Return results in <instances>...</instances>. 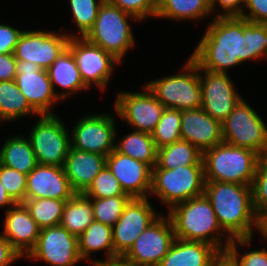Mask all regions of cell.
Segmentation results:
<instances>
[{"instance_id": "50", "label": "cell", "mask_w": 267, "mask_h": 266, "mask_svg": "<svg viewBox=\"0 0 267 266\" xmlns=\"http://www.w3.org/2000/svg\"><path fill=\"white\" fill-rule=\"evenodd\" d=\"M17 203L10 197V195L7 193L5 187L3 186L2 182L0 181V208H6L5 210H8L9 208L15 206Z\"/></svg>"}, {"instance_id": "42", "label": "cell", "mask_w": 267, "mask_h": 266, "mask_svg": "<svg viewBox=\"0 0 267 266\" xmlns=\"http://www.w3.org/2000/svg\"><path fill=\"white\" fill-rule=\"evenodd\" d=\"M239 17L249 22L267 24V0H245L243 12Z\"/></svg>"}, {"instance_id": "29", "label": "cell", "mask_w": 267, "mask_h": 266, "mask_svg": "<svg viewBox=\"0 0 267 266\" xmlns=\"http://www.w3.org/2000/svg\"><path fill=\"white\" fill-rule=\"evenodd\" d=\"M39 114L30 106L14 80L0 82V122L19 120L28 115Z\"/></svg>"}, {"instance_id": "24", "label": "cell", "mask_w": 267, "mask_h": 266, "mask_svg": "<svg viewBox=\"0 0 267 266\" xmlns=\"http://www.w3.org/2000/svg\"><path fill=\"white\" fill-rule=\"evenodd\" d=\"M49 79L52 83L56 96L61 101L79 92L88 91L89 87L82 80L80 71L72 52L66 48L60 56L47 69ZM60 87V91H56L55 86ZM64 89V90H63ZM87 89V90H86ZM71 95V96H70Z\"/></svg>"}, {"instance_id": "5", "label": "cell", "mask_w": 267, "mask_h": 266, "mask_svg": "<svg viewBox=\"0 0 267 266\" xmlns=\"http://www.w3.org/2000/svg\"><path fill=\"white\" fill-rule=\"evenodd\" d=\"M129 19L139 22L135 16L105 0L99 7L92 29L84 38L122 63L125 54L136 45Z\"/></svg>"}, {"instance_id": "6", "label": "cell", "mask_w": 267, "mask_h": 266, "mask_svg": "<svg viewBox=\"0 0 267 266\" xmlns=\"http://www.w3.org/2000/svg\"><path fill=\"white\" fill-rule=\"evenodd\" d=\"M179 72L148 81L145 85L165 108L181 111L201 108L200 67L189 57Z\"/></svg>"}, {"instance_id": "15", "label": "cell", "mask_w": 267, "mask_h": 266, "mask_svg": "<svg viewBox=\"0 0 267 266\" xmlns=\"http://www.w3.org/2000/svg\"><path fill=\"white\" fill-rule=\"evenodd\" d=\"M26 257L32 261H44L50 266H75L82 262L78 237L61 225L40 230L35 247Z\"/></svg>"}, {"instance_id": "23", "label": "cell", "mask_w": 267, "mask_h": 266, "mask_svg": "<svg viewBox=\"0 0 267 266\" xmlns=\"http://www.w3.org/2000/svg\"><path fill=\"white\" fill-rule=\"evenodd\" d=\"M106 160L105 155L70 147L63 168L72 189L83 193L106 166Z\"/></svg>"}, {"instance_id": "36", "label": "cell", "mask_w": 267, "mask_h": 266, "mask_svg": "<svg viewBox=\"0 0 267 266\" xmlns=\"http://www.w3.org/2000/svg\"><path fill=\"white\" fill-rule=\"evenodd\" d=\"M130 196L108 198H90L93 209V219L113 227L122 215Z\"/></svg>"}, {"instance_id": "45", "label": "cell", "mask_w": 267, "mask_h": 266, "mask_svg": "<svg viewBox=\"0 0 267 266\" xmlns=\"http://www.w3.org/2000/svg\"><path fill=\"white\" fill-rule=\"evenodd\" d=\"M16 63L17 59L13 53L0 54V82L15 79Z\"/></svg>"}, {"instance_id": "48", "label": "cell", "mask_w": 267, "mask_h": 266, "mask_svg": "<svg viewBox=\"0 0 267 266\" xmlns=\"http://www.w3.org/2000/svg\"><path fill=\"white\" fill-rule=\"evenodd\" d=\"M261 235L262 240H265L267 242V209L261 211L257 215V224L256 228Z\"/></svg>"}, {"instance_id": "39", "label": "cell", "mask_w": 267, "mask_h": 266, "mask_svg": "<svg viewBox=\"0 0 267 266\" xmlns=\"http://www.w3.org/2000/svg\"><path fill=\"white\" fill-rule=\"evenodd\" d=\"M252 239L253 237L232 239L228 249L237 257L240 266H267V249L265 247L263 249L247 250L240 255L239 248L249 247Z\"/></svg>"}, {"instance_id": "12", "label": "cell", "mask_w": 267, "mask_h": 266, "mask_svg": "<svg viewBox=\"0 0 267 266\" xmlns=\"http://www.w3.org/2000/svg\"><path fill=\"white\" fill-rule=\"evenodd\" d=\"M115 115L96 113L83 115L71 130V148L107 156L115 149L117 137Z\"/></svg>"}, {"instance_id": "17", "label": "cell", "mask_w": 267, "mask_h": 266, "mask_svg": "<svg viewBox=\"0 0 267 266\" xmlns=\"http://www.w3.org/2000/svg\"><path fill=\"white\" fill-rule=\"evenodd\" d=\"M16 73L14 81L30 106L39 115H55L51 110L61 101L53 90L47 70L32 62L17 60Z\"/></svg>"}, {"instance_id": "38", "label": "cell", "mask_w": 267, "mask_h": 266, "mask_svg": "<svg viewBox=\"0 0 267 266\" xmlns=\"http://www.w3.org/2000/svg\"><path fill=\"white\" fill-rule=\"evenodd\" d=\"M0 181L16 203H23L26 195L27 175L0 163Z\"/></svg>"}, {"instance_id": "33", "label": "cell", "mask_w": 267, "mask_h": 266, "mask_svg": "<svg viewBox=\"0 0 267 266\" xmlns=\"http://www.w3.org/2000/svg\"><path fill=\"white\" fill-rule=\"evenodd\" d=\"M65 203V200L52 198L25 199L23 202L40 230L60 225Z\"/></svg>"}, {"instance_id": "3", "label": "cell", "mask_w": 267, "mask_h": 266, "mask_svg": "<svg viewBox=\"0 0 267 266\" xmlns=\"http://www.w3.org/2000/svg\"><path fill=\"white\" fill-rule=\"evenodd\" d=\"M167 215L172 222L176 239L205 242L218 251L228 249L232 241L219 225L205 195L175 204Z\"/></svg>"}, {"instance_id": "8", "label": "cell", "mask_w": 267, "mask_h": 266, "mask_svg": "<svg viewBox=\"0 0 267 266\" xmlns=\"http://www.w3.org/2000/svg\"><path fill=\"white\" fill-rule=\"evenodd\" d=\"M223 142L267 156V125L244 98L222 122Z\"/></svg>"}, {"instance_id": "35", "label": "cell", "mask_w": 267, "mask_h": 266, "mask_svg": "<svg viewBox=\"0 0 267 266\" xmlns=\"http://www.w3.org/2000/svg\"><path fill=\"white\" fill-rule=\"evenodd\" d=\"M105 0H68L72 17L78 30V34H67L72 37H85L92 29L97 18L98 10Z\"/></svg>"}, {"instance_id": "47", "label": "cell", "mask_w": 267, "mask_h": 266, "mask_svg": "<svg viewBox=\"0 0 267 266\" xmlns=\"http://www.w3.org/2000/svg\"><path fill=\"white\" fill-rule=\"evenodd\" d=\"M209 266H240L237 257L229 250H219L211 259Z\"/></svg>"}, {"instance_id": "30", "label": "cell", "mask_w": 267, "mask_h": 266, "mask_svg": "<svg viewBox=\"0 0 267 266\" xmlns=\"http://www.w3.org/2000/svg\"><path fill=\"white\" fill-rule=\"evenodd\" d=\"M203 153L185 140L176 141L157 150L154 167L174 169L180 166L203 165Z\"/></svg>"}, {"instance_id": "37", "label": "cell", "mask_w": 267, "mask_h": 266, "mask_svg": "<svg viewBox=\"0 0 267 266\" xmlns=\"http://www.w3.org/2000/svg\"><path fill=\"white\" fill-rule=\"evenodd\" d=\"M83 194L88 198L96 199L129 196L124 193L119 181L107 166L93 179Z\"/></svg>"}, {"instance_id": "19", "label": "cell", "mask_w": 267, "mask_h": 266, "mask_svg": "<svg viewBox=\"0 0 267 266\" xmlns=\"http://www.w3.org/2000/svg\"><path fill=\"white\" fill-rule=\"evenodd\" d=\"M106 166L131 198H148L151 191L152 167L114 149L107 155Z\"/></svg>"}, {"instance_id": "20", "label": "cell", "mask_w": 267, "mask_h": 266, "mask_svg": "<svg viewBox=\"0 0 267 266\" xmlns=\"http://www.w3.org/2000/svg\"><path fill=\"white\" fill-rule=\"evenodd\" d=\"M75 194L63 167L37 164L27 175L25 199L52 198L67 201Z\"/></svg>"}, {"instance_id": "25", "label": "cell", "mask_w": 267, "mask_h": 266, "mask_svg": "<svg viewBox=\"0 0 267 266\" xmlns=\"http://www.w3.org/2000/svg\"><path fill=\"white\" fill-rule=\"evenodd\" d=\"M218 250L205 242L175 239L158 266H209Z\"/></svg>"}, {"instance_id": "44", "label": "cell", "mask_w": 267, "mask_h": 266, "mask_svg": "<svg viewBox=\"0 0 267 266\" xmlns=\"http://www.w3.org/2000/svg\"><path fill=\"white\" fill-rule=\"evenodd\" d=\"M244 5L245 0H210L212 15H214L213 13L216 8L219 7L221 9V12L215 13V17L240 16L243 12Z\"/></svg>"}, {"instance_id": "28", "label": "cell", "mask_w": 267, "mask_h": 266, "mask_svg": "<svg viewBox=\"0 0 267 266\" xmlns=\"http://www.w3.org/2000/svg\"><path fill=\"white\" fill-rule=\"evenodd\" d=\"M212 16L210 0H157L155 18L198 21Z\"/></svg>"}, {"instance_id": "4", "label": "cell", "mask_w": 267, "mask_h": 266, "mask_svg": "<svg viewBox=\"0 0 267 266\" xmlns=\"http://www.w3.org/2000/svg\"><path fill=\"white\" fill-rule=\"evenodd\" d=\"M260 155L225 142L203 152L205 181L252 186Z\"/></svg>"}, {"instance_id": "7", "label": "cell", "mask_w": 267, "mask_h": 266, "mask_svg": "<svg viewBox=\"0 0 267 266\" xmlns=\"http://www.w3.org/2000/svg\"><path fill=\"white\" fill-rule=\"evenodd\" d=\"M204 187V165L152 168L150 196L159 198L167 210L177 203L204 195Z\"/></svg>"}, {"instance_id": "22", "label": "cell", "mask_w": 267, "mask_h": 266, "mask_svg": "<svg viewBox=\"0 0 267 266\" xmlns=\"http://www.w3.org/2000/svg\"><path fill=\"white\" fill-rule=\"evenodd\" d=\"M5 213L2 234L21 257L26 258L35 247L40 228L23 203H17L6 210Z\"/></svg>"}, {"instance_id": "14", "label": "cell", "mask_w": 267, "mask_h": 266, "mask_svg": "<svg viewBox=\"0 0 267 266\" xmlns=\"http://www.w3.org/2000/svg\"><path fill=\"white\" fill-rule=\"evenodd\" d=\"M175 239L176 237L170 218L168 215L160 214L138 236L124 257L140 265L158 266L163 257L168 253Z\"/></svg>"}, {"instance_id": "13", "label": "cell", "mask_w": 267, "mask_h": 266, "mask_svg": "<svg viewBox=\"0 0 267 266\" xmlns=\"http://www.w3.org/2000/svg\"><path fill=\"white\" fill-rule=\"evenodd\" d=\"M70 37L48 30H24L14 49L17 60H25L47 70L67 48Z\"/></svg>"}, {"instance_id": "27", "label": "cell", "mask_w": 267, "mask_h": 266, "mask_svg": "<svg viewBox=\"0 0 267 266\" xmlns=\"http://www.w3.org/2000/svg\"><path fill=\"white\" fill-rule=\"evenodd\" d=\"M0 163L28 175L37 165L35 154L28 137H7L0 149Z\"/></svg>"}, {"instance_id": "31", "label": "cell", "mask_w": 267, "mask_h": 266, "mask_svg": "<svg viewBox=\"0 0 267 266\" xmlns=\"http://www.w3.org/2000/svg\"><path fill=\"white\" fill-rule=\"evenodd\" d=\"M93 209L90 198L83 193H76L67 200L60 225L72 235L82 234L93 221Z\"/></svg>"}, {"instance_id": "2", "label": "cell", "mask_w": 267, "mask_h": 266, "mask_svg": "<svg viewBox=\"0 0 267 266\" xmlns=\"http://www.w3.org/2000/svg\"><path fill=\"white\" fill-rule=\"evenodd\" d=\"M204 195L210 201L219 225L231 239L254 237L257 214L253 207L252 186L205 181Z\"/></svg>"}, {"instance_id": "32", "label": "cell", "mask_w": 267, "mask_h": 266, "mask_svg": "<svg viewBox=\"0 0 267 266\" xmlns=\"http://www.w3.org/2000/svg\"><path fill=\"white\" fill-rule=\"evenodd\" d=\"M124 136L119 142H115V149L153 168L156 165L158 149L152 139V135L147 132L133 130Z\"/></svg>"}, {"instance_id": "18", "label": "cell", "mask_w": 267, "mask_h": 266, "mask_svg": "<svg viewBox=\"0 0 267 266\" xmlns=\"http://www.w3.org/2000/svg\"><path fill=\"white\" fill-rule=\"evenodd\" d=\"M200 85L202 88L201 108L221 123L243 98L227 73H215L200 68Z\"/></svg>"}, {"instance_id": "26", "label": "cell", "mask_w": 267, "mask_h": 266, "mask_svg": "<svg viewBox=\"0 0 267 266\" xmlns=\"http://www.w3.org/2000/svg\"><path fill=\"white\" fill-rule=\"evenodd\" d=\"M78 250L83 261H89L90 265L98 266L103 261L110 260L118 255L114 251L112 227L95 220L88 228L78 236ZM105 253V260L91 258V254L100 252Z\"/></svg>"}, {"instance_id": "16", "label": "cell", "mask_w": 267, "mask_h": 266, "mask_svg": "<svg viewBox=\"0 0 267 266\" xmlns=\"http://www.w3.org/2000/svg\"><path fill=\"white\" fill-rule=\"evenodd\" d=\"M159 216L150 203L149 197L131 198L118 222L112 227L115 253L118 256H124L138 236Z\"/></svg>"}, {"instance_id": "41", "label": "cell", "mask_w": 267, "mask_h": 266, "mask_svg": "<svg viewBox=\"0 0 267 266\" xmlns=\"http://www.w3.org/2000/svg\"><path fill=\"white\" fill-rule=\"evenodd\" d=\"M111 4L117 6L135 16L141 23L143 20L152 17L155 18L157 12V0H108Z\"/></svg>"}, {"instance_id": "43", "label": "cell", "mask_w": 267, "mask_h": 266, "mask_svg": "<svg viewBox=\"0 0 267 266\" xmlns=\"http://www.w3.org/2000/svg\"><path fill=\"white\" fill-rule=\"evenodd\" d=\"M24 30L0 23V54L14 53V49Z\"/></svg>"}, {"instance_id": "9", "label": "cell", "mask_w": 267, "mask_h": 266, "mask_svg": "<svg viewBox=\"0 0 267 266\" xmlns=\"http://www.w3.org/2000/svg\"><path fill=\"white\" fill-rule=\"evenodd\" d=\"M28 139L37 164L63 167L71 147L70 134L58 115H39Z\"/></svg>"}, {"instance_id": "49", "label": "cell", "mask_w": 267, "mask_h": 266, "mask_svg": "<svg viewBox=\"0 0 267 266\" xmlns=\"http://www.w3.org/2000/svg\"><path fill=\"white\" fill-rule=\"evenodd\" d=\"M98 266H145L127 260L124 256H117L110 260L103 261Z\"/></svg>"}, {"instance_id": "11", "label": "cell", "mask_w": 267, "mask_h": 266, "mask_svg": "<svg viewBox=\"0 0 267 266\" xmlns=\"http://www.w3.org/2000/svg\"><path fill=\"white\" fill-rule=\"evenodd\" d=\"M141 92L120 91L115 102V115L135 131L152 133L165 107L144 84Z\"/></svg>"}, {"instance_id": "10", "label": "cell", "mask_w": 267, "mask_h": 266, "mask_svg": "<svg viewBox=\"0 0 267 266\" xmlns=\"http://www.w3.org/2000/svg\"><path fill=\"white\" fill-rule=\"evenodd\" d=\"M67 48L72 52L84 83L89 88L94 85L101 91L106 90L116 64L121 62L84 37L70 38Z\"/></svg>"}, {"instance_id": "1", "label": "cell", "mask_w": 267, "mask_h": 266, "mask_svg": "<svg viewBox=\"0 0 267 266\" xmlns=\"http://www.w3.org/2000/svg\"><path fill=\"white\" fill-rule=\"evenodd\" d=\"M212 20L190 55L201 69L228 74L239 64L267 58V24L239 16Z\"/></svg>"}, {"instance_id": "40", "label": "cell", "mask_w": 267, "mask_h": 266, "mask_svg": "<svg viewBox=\"0 0 267 266\" xmlns=\"http://www.w3.org/2000/svg\"><path fill=\"white\" fill-rule=\"evenodd\" d=\"M253 207L258 215L267 209V156H260L252 184Z\"/></svg>"}, {"instance_id": "34", "label": "cell", "mask_w": 267, "mask_h": 266, "mask_svg": "<svg viewBox=\"0 0 267 266\" xmlns=\"http://www.w3.org/2000/svg\"><path fill=\"white\" fill-rule=\"evenodd\" d=\"M181 110L165 108L162 116L151 133L157 149L181 140Z\"/></svg>"}, {"instance_id": "46", "label": "cell", "mask_w": 267, "mask_h": 266, "mask_svg": "<svg viewBox=\"0 0 267 266\" xmlns=\"http://www.w3.org/2000/svg\"><path fill=\"white\" fill-rule=\"evenodd\" d=\"M21 255L13 248L10 242L0 232V266H11L12 263L20 260Z\"/></svg>"}, {"instance_id": "21", "label": "cell", "mask_w": 267, "mask_h": 266, "mask_svg": "<svg viewBox=\"0 0 267 266\" xmlns=\"http://www.w3.org/2000/svg\"><path fill=\"white\" fill-rule=\"evenodd\" d=\"M180 136L203 153L223 142L222 123L202 108L183 110Z\"/></svg>"}]
</instances>
